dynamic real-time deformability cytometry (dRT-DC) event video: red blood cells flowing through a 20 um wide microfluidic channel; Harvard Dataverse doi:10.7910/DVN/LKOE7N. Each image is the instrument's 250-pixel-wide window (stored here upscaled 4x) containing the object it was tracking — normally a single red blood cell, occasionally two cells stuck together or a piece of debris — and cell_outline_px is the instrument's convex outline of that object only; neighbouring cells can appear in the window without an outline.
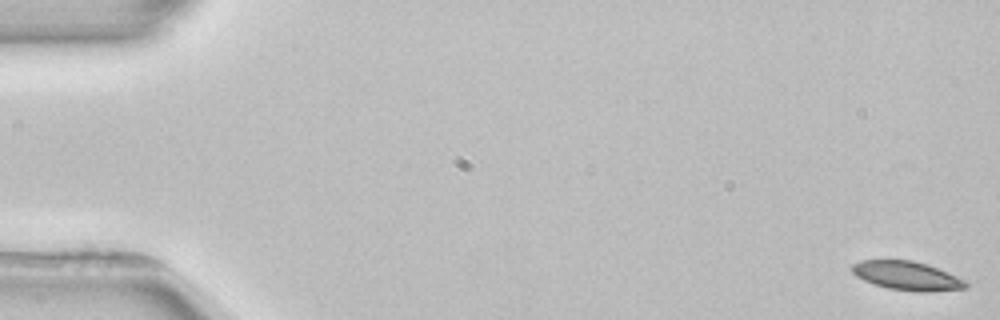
{"species": "common noctule bat (a hibernating species)", "species_latin": "Nyctalus noctula", "temperature_condition": "room temperature", "stored_images_in_passage": 5, "camera_frame_rate_fps": 3000, "um_per_image_px": 0.085, "animal": {"sex": "female", "body_mass_g": 22.7, "forearm_length_mm": 54.2}, "frame": {"image": 1, "passage_image": 1, "time_ms": 0.0, "image_size_px": [1000, 320], "cell_outline_px": [[968, 284], [964, 288], [928, 292], [916, 292], [888, 288], [864, 280], [856, 276], [852, 272], [852, 264], [860, 260], [912, 260], [928, 264], [956, 276], [964, 280]], "centroid_in_image_um": [77.07, 23.43], "position_along_channel_um": 7.9, "area_um2": 18.96}}